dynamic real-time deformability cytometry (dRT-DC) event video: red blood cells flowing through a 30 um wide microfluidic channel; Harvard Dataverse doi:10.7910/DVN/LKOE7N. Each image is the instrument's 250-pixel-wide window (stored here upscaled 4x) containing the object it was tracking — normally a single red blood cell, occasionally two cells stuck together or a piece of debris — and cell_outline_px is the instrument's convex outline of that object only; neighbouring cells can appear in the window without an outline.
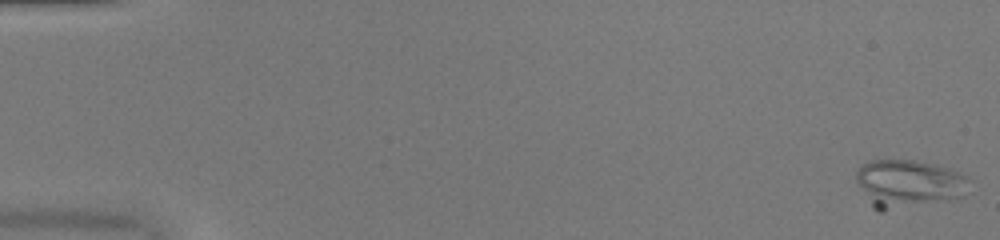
{"species": "common noctule bat (a hibernating species)", "species_latin": "Nyctalus noctula", "temperature_condition": "warm", "stored_images_in_passage": 17, "camera_frame_rate_fps": 3000, "um_per_image_px": 0.085, "animal": {"sex": "female", "body_mass_g": 20.0, "forearm_length_mm": 54.0}, "frame": {"image": 1, "passage_image": 1, "time_ms": 0.0, "image_size_px": [1000, 240], "cell_outline_px": [[972, 180], [964, 196], [956, 200], [884, 212], [880, 212], [872, 208], [856, 180], [856, 172], [868, 160], [912, 160], [936, 164], [948, 168]], "centroid_in_image_um": [77.26, 15.65], "position_along_channel_um": 7.7, "area_um2": 32.25}}